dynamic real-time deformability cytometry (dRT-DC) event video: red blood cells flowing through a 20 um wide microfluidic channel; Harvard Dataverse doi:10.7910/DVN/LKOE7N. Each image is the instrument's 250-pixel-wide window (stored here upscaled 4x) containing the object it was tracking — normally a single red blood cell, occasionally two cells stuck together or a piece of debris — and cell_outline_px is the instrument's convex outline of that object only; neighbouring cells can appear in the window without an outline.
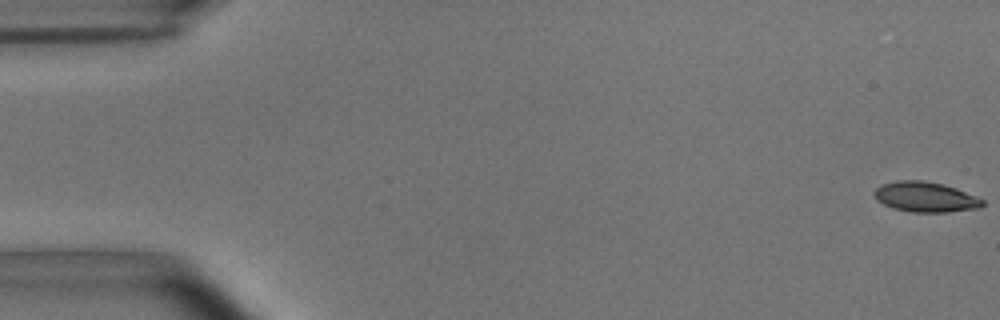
{"species": "common noctule bat (a hibernating species)", "species_latin": "Nyctalus noctula", "temperature_condition": "room temperature", "stored_images_in_passage": 14, "camera_frame_rate_fps": 3000, "um_per_image_px": 0.085, "animal": {"sex": "male", "body_mass_g": 15.6}, "frame": {"image": 1, "passage_image": 1, "time_ms": 0.0, "image_size_px": [1000, 320], "cell_outline_px": [[984, 204], [980, 208], [948, 212], [912, 212], [892, 208], [876, 200], [876, 188], [880, 184], [896, 180], [924, 180], [944, 184], [956, 188], [984, 200]], "centroid_in_image_um": [78.66, 16.73], "position_along_channel_um": 6.3, "area_um2": 19.07}}
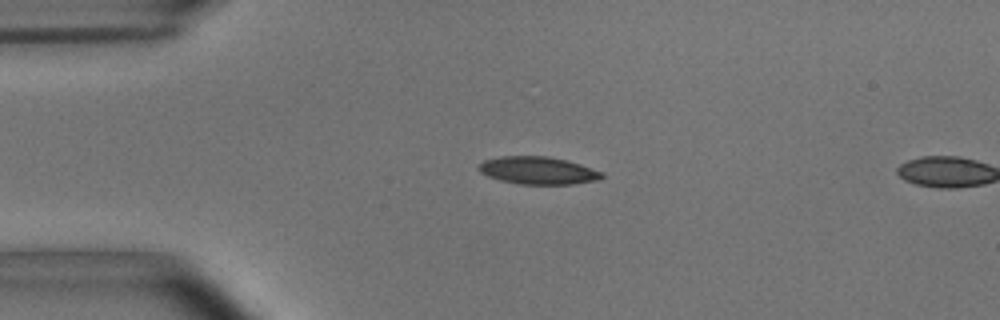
{"frame": {"image": 2, "passage_image": 13, "time_ms": 4.0, "image_size_px": [1000, 320], "cell_outline_px": [[604, 176], [596, 180], [572, 184], [520, 184], [500, 180], [488, 176], [480, 172], [476, 168], [484, 160], [500, 156], [548, 156], [568, 160], [604, 172]], "centroid_in_image_um": [45.72, 14.48], "position_along_channel_um": 39.3, "area_um2": 19.83}}